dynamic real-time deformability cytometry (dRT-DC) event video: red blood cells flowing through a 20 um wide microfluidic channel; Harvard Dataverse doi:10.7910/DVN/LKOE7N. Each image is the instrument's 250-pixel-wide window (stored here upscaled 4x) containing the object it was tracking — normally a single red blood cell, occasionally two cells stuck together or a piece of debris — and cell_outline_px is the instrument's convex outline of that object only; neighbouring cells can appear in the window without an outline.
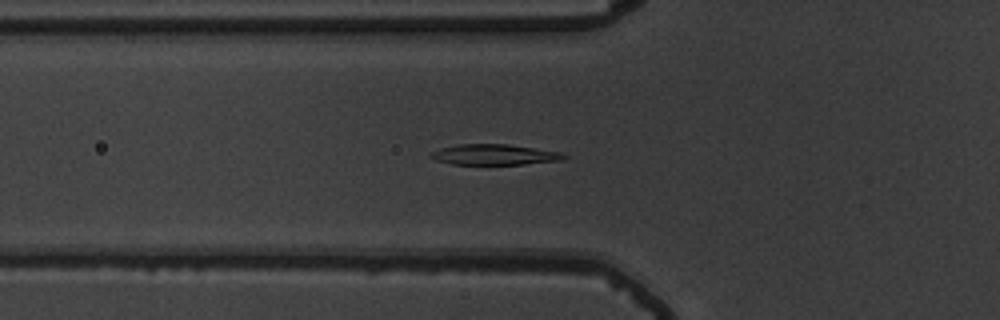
{"species": "common noctule bat (a hibernating species)", "species_latin": "Nyctalus noctula", "temperature_condition": "warm", "stored_images_in_passage": 55, "camera_frame_rate_fps": 3000, "um_per_image_px": 0.085, "animal": {"sex": "male", "body_mass_g": 19.5, "forearm_length_mm": 54.6}, "frame": {"image": 1, "passage_image": 20, "time_ms": 6.333, "image_size_px": [1000, 320], "cell_outline_px": [[568, 156], [560, 160], [524, 164], [452, 164], [436, 160], [432, 156], [432, 152], [440, 148], [460, 144], [508, 144], [560, 152]], "centroid_in_image_um": [42.03, 13.14], "position_along_channel_um": 83.8, "area_um2": 15.66}}
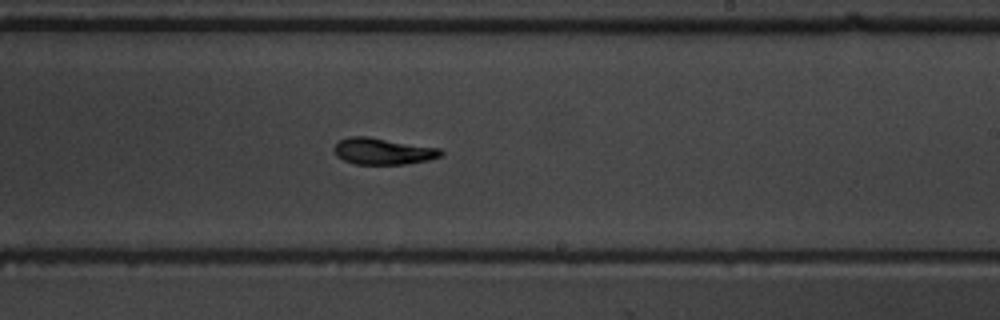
{"frame": {"image": 2, "passage_image": 34, "time_ms": 11.0, "image_size_px": [1000, 320], "cell_outline_px": [[444, 152], [440, 156], [428, 160], [404, 164], [356, 164], [344, 160], [336, 156], [332, 148], [340, 140], [348, 136], [368, 136], [440, 148]], "centroid_in_image_um": [32.53, 12.85], "position_along_channel_um": 256.5, "area_um2": 16.53}}
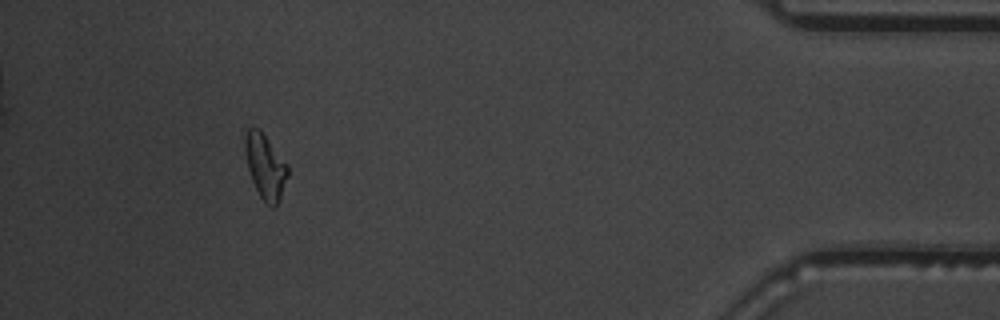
{"frame": {"image": 3, "passage_image": 51, "time_ms": 16.667, "image_size_px": [1000, 320], "cell_outline_px": [[288, 176], [280, 200], [276, 208], [272, 208], [260, 196], [252, 180], [248, 168], [244, 148], [244, 136], [248, 128], [260, 128], [288, 164]], "centroid_in_image_um": [22.56, 14.14], "position_along_channel_um": 412.6, "area_um2": 16.3}, "authors_computed_cell_mechanics": {"area_um2": 16.3574, "velocity_mm_per_s": 3.6954, "shape_relaxation_time_tau1_ms": 3.457, "shape_relaxation_time_tau2_ms": 2.9617, "deformation_change_tau1": 0.1665, "deformation_change_tau2": 0.0851}}